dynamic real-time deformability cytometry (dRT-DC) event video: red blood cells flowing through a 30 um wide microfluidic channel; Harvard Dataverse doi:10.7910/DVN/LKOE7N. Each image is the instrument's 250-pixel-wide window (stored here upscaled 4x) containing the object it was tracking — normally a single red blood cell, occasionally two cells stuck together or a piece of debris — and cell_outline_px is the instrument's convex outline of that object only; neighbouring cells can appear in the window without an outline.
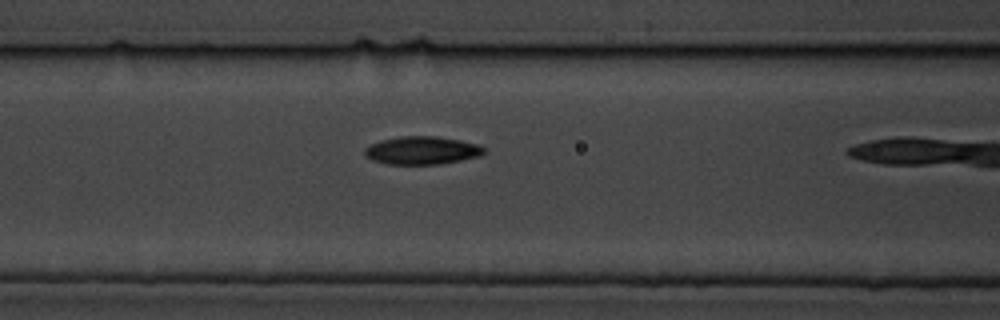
{"species": "common noctule bat (a hibernating species)", "species_latin": "Nyctalus noctula", "temperature_condition": "cold", "stored_images_in_passage": 4, "camera_frame_rate_fps": 3000, "um_per_image_px": 0.085, "animal": {"sex": "male", "body_mass_g": 19.5, "forearm_length_mm": 54.6}, "frame": {"image": 1, "passage_image": 3, "time_ms": 0.667, "image_size_px": [1000, 320], "cell_outline_px": [[484, 152], [480, 156], [440, 164], [388, 164], [372, 160], [364, 152], [364, 148], [368, 144], [380, 140], [400, 136], [436, 136], [460, 140], [480, 144], [484, 148]], "centroid_in_image_um": [35.85, 12.77], "position_along_channel_um": 130.7, "area_um2": 19.54}}